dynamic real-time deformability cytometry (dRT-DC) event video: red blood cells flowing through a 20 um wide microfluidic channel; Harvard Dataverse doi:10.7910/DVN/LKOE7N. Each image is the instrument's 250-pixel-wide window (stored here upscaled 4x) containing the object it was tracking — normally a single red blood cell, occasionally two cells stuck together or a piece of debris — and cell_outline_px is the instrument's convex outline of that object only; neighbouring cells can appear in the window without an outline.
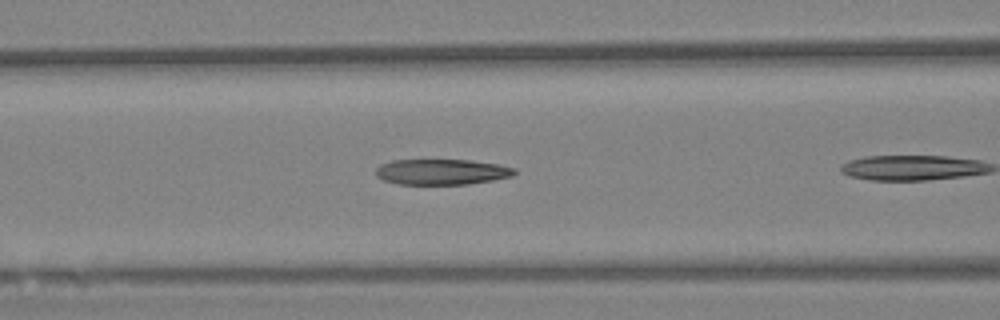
{"species": "Egyptian fruit bat (a non-hibernating species)", "species_latin": "Rousettus aegyptiacus", "temperature_condition": "warm", "stored_images_in_passage": 11, "camera_frame_rate_fps": 3000, "um_per_image_px": 0.085, "animal": {"sex": "female"}, "frame": {"image": 1, "passage_image": 7, "time_ms": 2.0, "image_size_px": [1000, 320], "cell_outline_px": [[516, 172], [512, 176], [492, 180], [468, 184], [396, 184], [384, 180], [376, 176], [376, 168], [380, 164], [392, 160], [472, 160], [500, 164], [516, 168]], "centroid_in_image_um": [37.55, 14.6], "position_along_channel_um": 129.1, "area_um2": 20.81}}
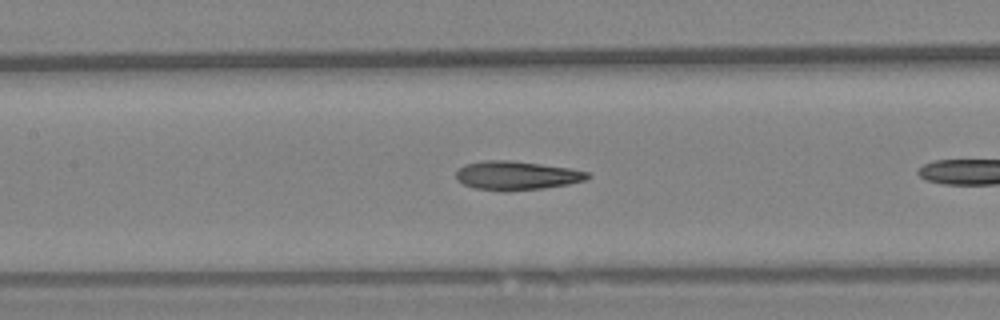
{"frame": {"image": 2, "passage_image": 10, "time_ms": 3.0, "image_size_px": [1000, 320], "cell_outline_px": [[592, 176], [584, 180], [568, 184], [544, 188], [508, 192], [500, 192], [476, 188], [464, 184], [456, 180], [456, 172], [464, 164], [484, 160], [512, 160], [568, 168], [588, 172]], "centroid_in_image_um": [43.88, 14.93], "position_along_channel_um": 163.5, "area_um2": 22.25}}